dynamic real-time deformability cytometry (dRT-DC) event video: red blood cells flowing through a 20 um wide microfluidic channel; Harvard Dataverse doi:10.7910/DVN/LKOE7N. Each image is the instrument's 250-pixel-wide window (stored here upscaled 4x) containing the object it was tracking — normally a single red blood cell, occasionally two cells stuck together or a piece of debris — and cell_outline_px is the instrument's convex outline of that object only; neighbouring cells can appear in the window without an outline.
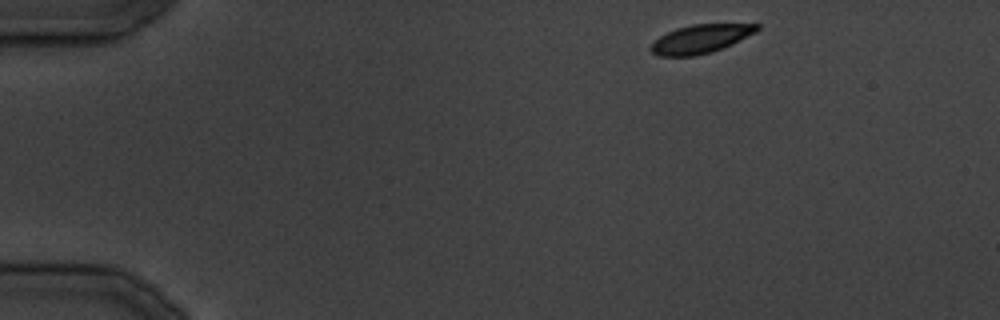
{"species": "common noctule bat (a hibernating species)", "species_latin": "Nyctalus noctula", "temperature_condition": "cold", "stored_images_in_passage": 30, "camera_frame_rate_fps": 3000, "um_per_image_px": 0.085, "animal": {"sex": "male", "body_mass_g": 19.5, "forearm_length_mm": 54.6}, "frame": {"image": 1, "passage_image": 1, "time_ms": 0.0, "image_size_px": [1000, 320], "cell_outline_px": [[760, 28], [756, 32], [732, 44], [712, 52], [696, 56], [656, 56], [648, 48], [652, 40], [676, 28], [692, 24], [760, 24]], "centroid_in_image_um": [59.5, 3.31], "position_along_channel_um": 25.5, "area_um2": 17.86}}
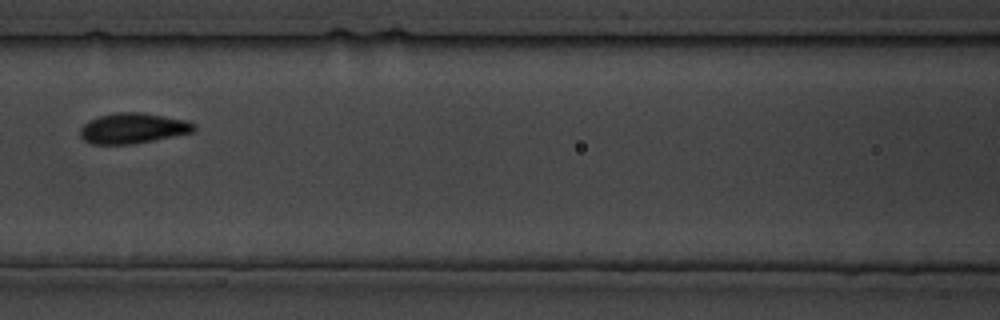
{"frame": {"image": 2, "passage_image": 12, "time_ms": 13.667, "image_size_px": [1000, 320], "cell_outline_px": [[196, 128], [192, 132], [132, 144], [92, 144], [84, 140], [80, 136], [80, 128], [88, 120], [100, 116], [120, 112], [140, 112], [188, 120], [196, 124]], "centroid_in_image_um": [11.29, 10.9], "position_along_channel_um": 155.3, "area_um2": 20.06}}
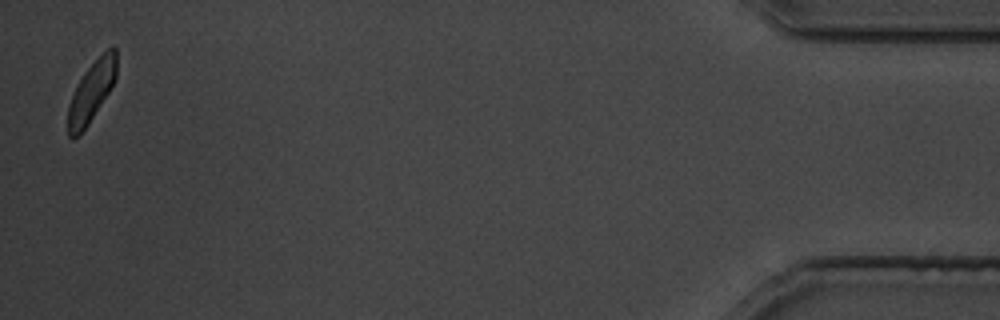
{"frame": {"image": 3, "passage_image": 30, "time_ms": 36.333, "image_size_px": [1000, 320], "cell_outline_px": [[116, 76], [108, 92], [88, 124], [80, 136], [68, 136], [68, 104], [84, 72], [112, 44], [116, 48]], "centroid_in_image_um": [7.77, 7.78], "position_along_channel_um": 427.4, "area_um2": 16.53}}